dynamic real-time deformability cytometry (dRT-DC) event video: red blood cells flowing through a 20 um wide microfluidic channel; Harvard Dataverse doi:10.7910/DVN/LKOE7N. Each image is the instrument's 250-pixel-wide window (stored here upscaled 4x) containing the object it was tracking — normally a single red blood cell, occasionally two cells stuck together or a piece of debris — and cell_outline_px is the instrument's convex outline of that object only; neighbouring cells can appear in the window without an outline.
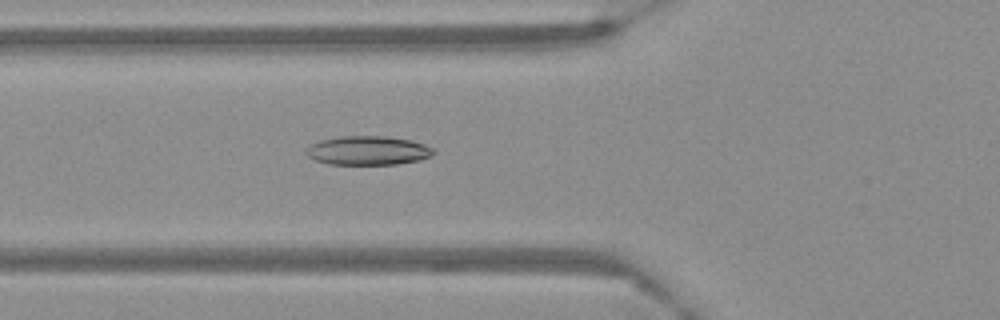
{"species": "Egyptian fruit bat (a non-hibernating species)", "species_latin": "Rousettus aegyptiacus", "temperature_condition": "warm", "stored_images_in_passage": 59, "camera_frame_rate_fps": 3000, "um_per_image_px": 0.085, "frame": {"image": 1, "passage_image": 22, "time_ms": 7.0, "image_size_px": [1000, 320], "cell_outline_px": [[436, 152], [432, 156], [420, 160], [396, 164], [328, 164], [316, 160], [308, 156], [304, 152], [312, 144], [320, 140], [340, 136], [384, 136], [412, 140], [424, 144], [432, 148]], "centroid_in_image_um": [31.3, 12.79], "position_along_channel_um": 94.5, "area_um2": 21.5}}
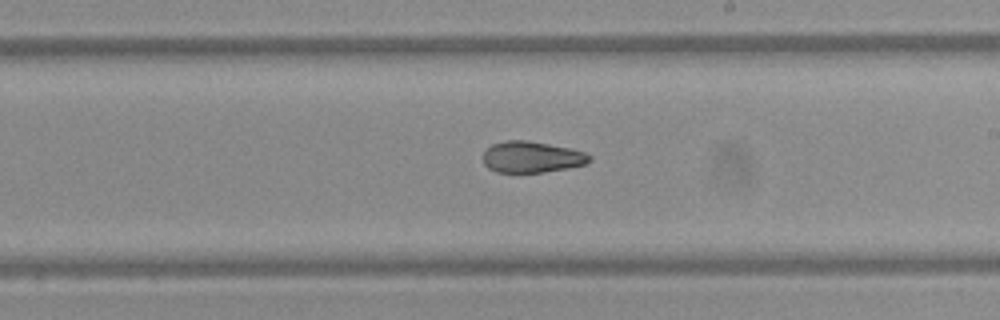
{"frame": {"image": 2, "passage_image": 35, "time_ms": 11.333, "image_size_px": [1000, 320], "cell_outline_px": [[592, 160], [588, 164], [568, 168], [544, 172], [496, 172], [488, 168], [484, 164], [484, 152], [492, 144], [504, 140], [528, 140], [572, 148], [584, 152], [592, 156]], "centroid_in_image_um": [45.24, 13.34], "position_along_channel_um": 243.8, "area_um2": 19.59}}
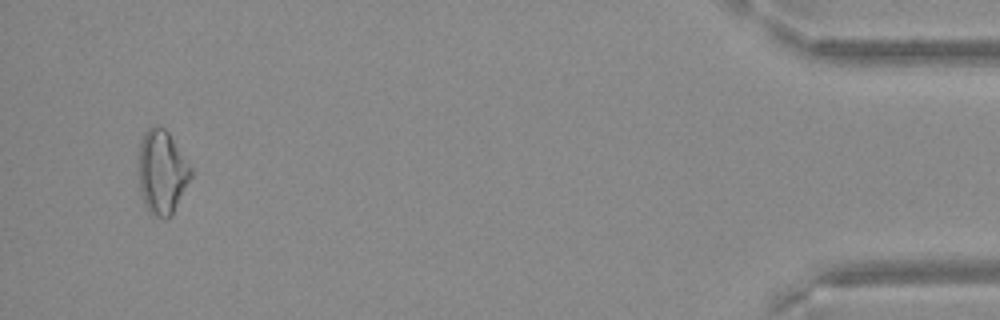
{"frame": {"image": 3, "passage_image": 57, "time_ms": 18.667, "image_size_px": [1000, 320], "cell_outline_px": [[192, 176], [172, 216], [152, 216], [148, 212], [144, 204], [140, 192], [140, 144], [144, 132], [152, 124], [164, 128], [168, 132], [192, 168]], "centroid_in_image_um": [13.78, 14.63], "position_along_channel_um": 421.4, "area_um2": 25.37}}